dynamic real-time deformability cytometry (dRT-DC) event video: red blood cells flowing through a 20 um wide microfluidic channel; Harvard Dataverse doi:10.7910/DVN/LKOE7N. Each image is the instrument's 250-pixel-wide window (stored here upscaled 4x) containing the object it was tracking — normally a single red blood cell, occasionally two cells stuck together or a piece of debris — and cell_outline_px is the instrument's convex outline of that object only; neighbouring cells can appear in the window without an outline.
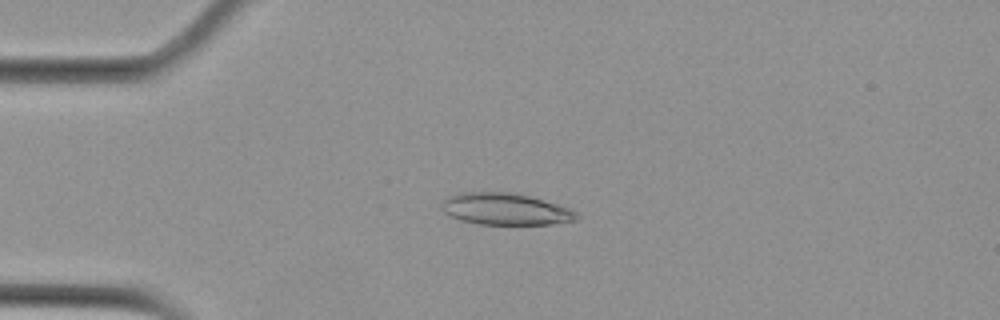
{"species": "Egyptian fruit bat (a non-hibernating species)", "species_latin": "Rousettus aegyptiacus", "temperature_condition": "cold", "stored_images_in_passage": 4, "camera_frame_rate_fps": 3000, "um_per_image_px": 0.085, "animal": {"sex": "female"}, "frame": {"image": 1, "passage_image": 4, "time_ms": 3.333, "image_size_px": [1000, 320], "cell_outline_px": [[580, 216], [576, 220], [552, 224], [476, 224], [460, 220], [444, 212], [440, 208], [444, 200], [448, 196], [460, 192], [516, 192], [572, 208]], "centroid_in_image_um": [42.97, 17.76], "position_along_channel_um": 42.0, "area_um2": 25.2}}